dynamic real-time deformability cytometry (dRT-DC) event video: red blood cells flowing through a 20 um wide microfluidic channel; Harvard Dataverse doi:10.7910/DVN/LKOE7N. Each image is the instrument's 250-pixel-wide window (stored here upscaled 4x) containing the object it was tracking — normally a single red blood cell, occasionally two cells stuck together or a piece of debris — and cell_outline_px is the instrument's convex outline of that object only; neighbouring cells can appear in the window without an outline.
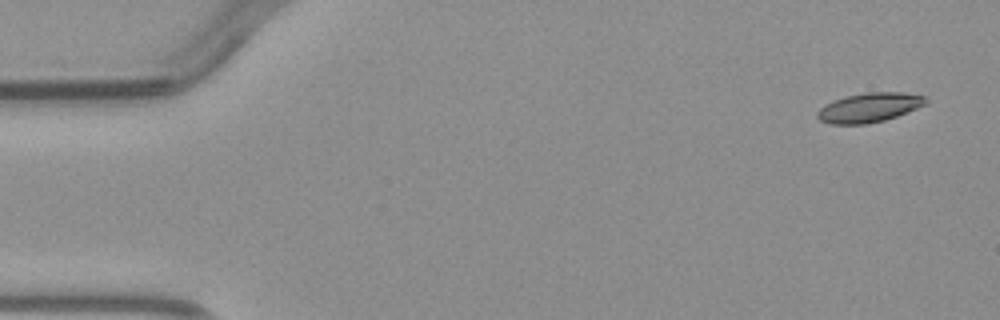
{"species": "common noctule bat (a hibernating species)", "species_latin": "Nyctalus noctula", "temperature_condition": "warm", "stored_images_in_passage": 5, "camera_frame_rate_fps": 3000, "um_per_image_px": 0.085, "animal": {"sex": "male", "body_mass_g": 23.1, "forearm_length_mm": 52.7}, "frame": {"image": 1, "passage_image": 1, "time_ms": 0.0, "image_size_px": [1000, 320], "cell_outline_px": [[928, 104], [896, 116], [884, 120], [864, 124], [832, 124], [820, 120], [816, 116], [816, 112], [824, 104], [832, 100], [844, 96], [864, 92], [904, 92], [924, 96], [928, 100]], "centroid_in_image_um": [73.87, 9.12], "position_along_channel_um": 11.1, "area_um2": 18.73}}
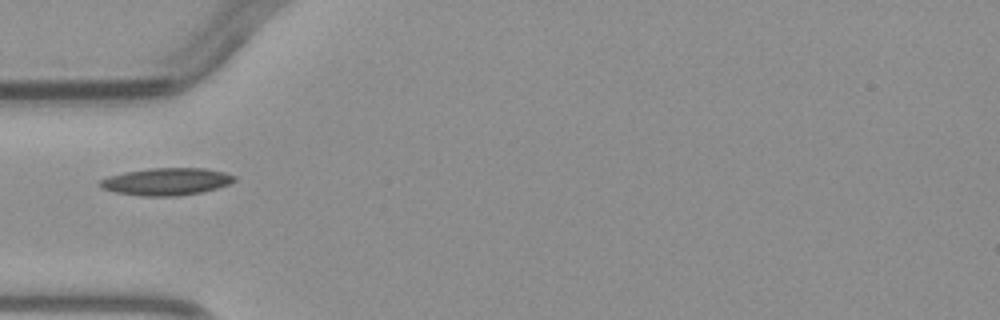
{"frame": {"image": 2, "passage_image": 4, "time_ms": 4.333, "image_size_px": [1000, 320], "cell_outline_px": [[236, 180], [228, 184], [216, 188], [200, 192], [176, 196], [140, 196], [116, 192], [100, 188], [96, 184], [100, 180], [108, 176], [124, 172], [148, 168], [204, 168], [224, 172], [236, 176]], "centroid_in_image_um": [14.09, 15.43], "position_along_channel_um": 70.9, "area_um2": 21.44}}
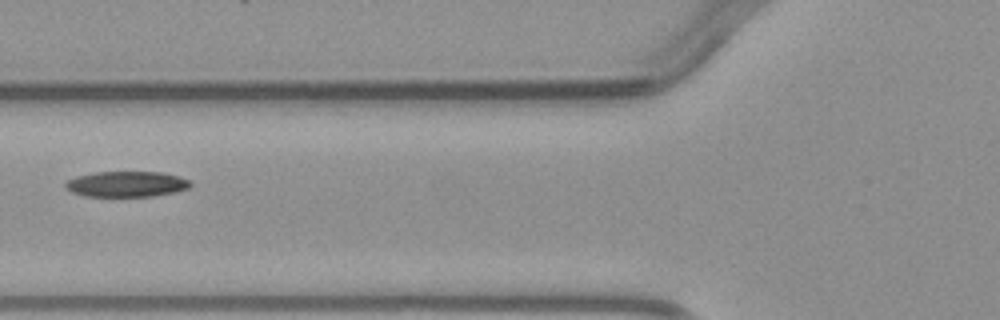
{"frame": {"image": 3, "passage_image": 5, "time_ms": 5.333, "image_size_px": [1000, 320], "cell_outline_px": [[192, 184], [188, 188], [176, 192], [152, 196], [84, 196], [72, 192], [64, 188], [64, 184], [68, 180], [76, 176], [96, 172], [164, 172], [180, 176], [188, 180]], "centroid_in_image_um": [10.75, 15.64], "position_along_channel_um": 115.0, "area_um2": 18.73}}